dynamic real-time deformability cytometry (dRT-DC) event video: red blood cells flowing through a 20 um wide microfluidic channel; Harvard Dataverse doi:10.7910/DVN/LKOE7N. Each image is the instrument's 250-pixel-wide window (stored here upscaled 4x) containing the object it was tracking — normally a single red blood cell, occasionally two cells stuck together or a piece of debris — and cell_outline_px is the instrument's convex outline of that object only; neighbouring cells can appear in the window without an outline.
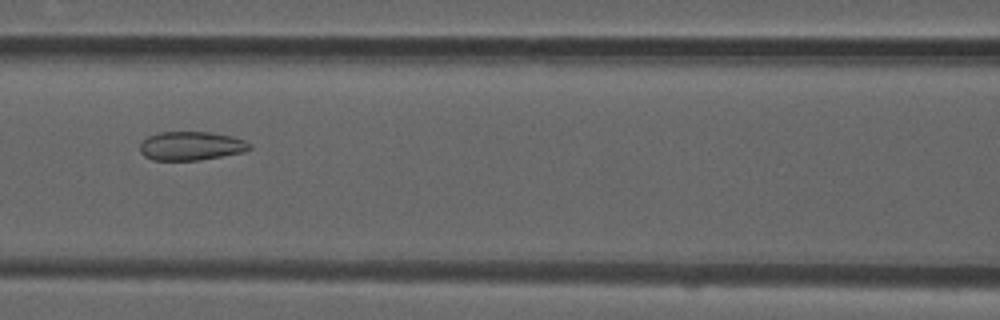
{"species": "common noctule bat (a hibernating species)", "species_latin": "Nyctalus noctula", "temperature_condition": "room temperature", "stored_images_in_passage": 29, "camera_frame_rate_fps": 3000, "um_per_image_px": 0.085, "animal": {"sex": "male", "forearm_length_mm": 52.5}, "frame": {"image": 1, "passage_image": 8, "time_ms": 2.333, "image_size_px": [1000, 320], "cell_outline_px": [[252, 148], [244, 152], [200, 160], [152, 160], [144, 156], [140, 152], [140, 144], [148, 136], [160, 132], [212, 132], [232, 136], [244, 140], [252, 144]], "centroid_in_image_um": [16.26, 12.4], "position_along_channel_um": 150.3, "area_um2": 18.5}}
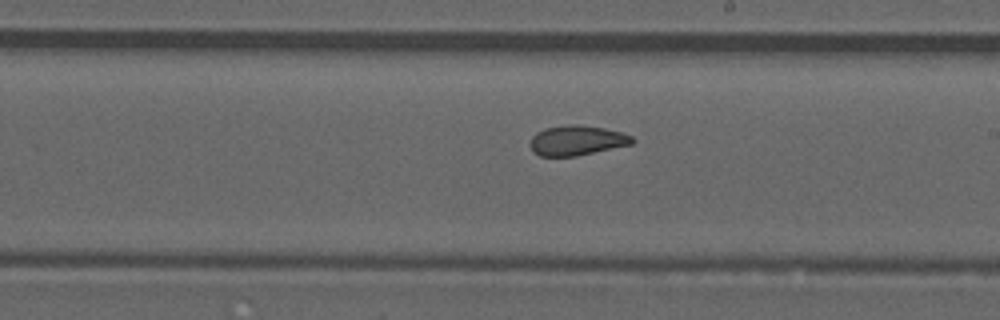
{"frame": {"image": 2, "passage_image": 15, "time_ms": 4.667, "image_size_px": [1000, 320], "cell_outline_px": [[636, 140], [632, 144], [576, 156], [540, 156], [532, 152], [532, 136], [536, 132], [544, 128], [568, 124], [576, 124], [604, 128], [620, 132], [632, 136]], "centroid_in_image_um": [49.04, 11.93], "position_along_channel_um": 240.0, "area_um2": 17.74}}
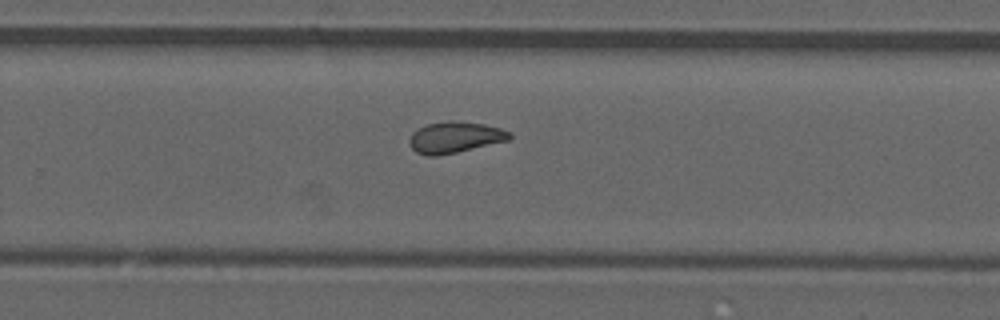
{"frame": {"image": 3, "passage_image": 19, "time_ms": 6.0, "image_size_px": [1000, 320], "cell_outline_px": [[512, 136], [508, 140], [456, 152], [436, 156], [428, 156], [416, 152], [412, 148], [408, 140], [412, 132], [428, 124], [448, 120], [452, 120], [484, 124], [500, 128], [512, 132]], "centroid_in_image_um": [38.66, 11.66], "position_along_channel_um": 291.1, "area_um2": 18.09}, "authors_computed_cell_mechanics": {"area_um2": 18.0914, "velocity_mm_per_s": 3.854, "shape_relaxation_time_tau1_ms": null, "shape_relaxation_time_tau2_ms": 1.6677, "deformation_change_tau1": null, "deformation_change_tau2": 0.0814}}